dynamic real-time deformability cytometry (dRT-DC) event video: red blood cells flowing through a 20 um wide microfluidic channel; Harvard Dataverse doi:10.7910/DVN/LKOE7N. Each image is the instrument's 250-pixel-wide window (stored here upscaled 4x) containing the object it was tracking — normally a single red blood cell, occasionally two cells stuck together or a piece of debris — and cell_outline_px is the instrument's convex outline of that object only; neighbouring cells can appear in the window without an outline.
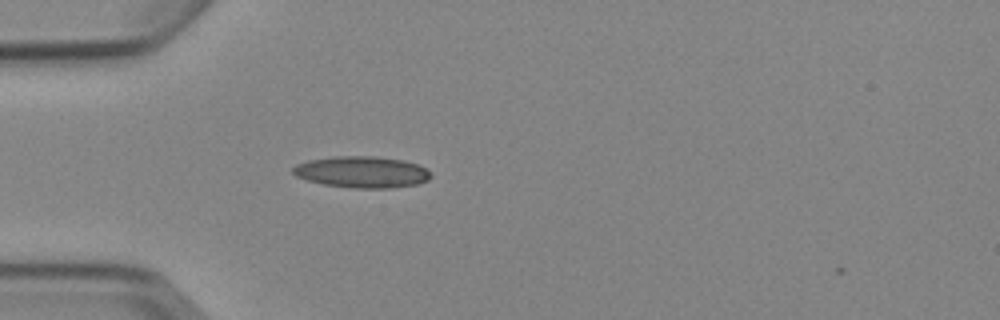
{"species": "Egyptian fruit bat (a non-hibernating species)", "species_latin": "Rousettus aegyptiacus", "temperature_condition": "cold", "stored_images_in_passage": 1, "camera_frame_rate_fps": 3000, "um_per_image_px": 0.085, "animal": {"sex": "female"}, "frame": {"image": 1, "passage_image": 1, "time_ms": 0.0, "image_size_px": [1000, 320], "cell_outline_px": [[432, 176], [428, 180], [416, 184], [392, 188], [352, 188], [324, 184], [308, 180], [296, 176], [292, 172], [292, 168], [296, 164], [308, 160], [332, 156], [372, 156], [404, 160], [416, 164], [432, 172]], "centroid_in_image_um": [30.76, 14.62], "position_along_channel_um": 54.2, "area_um2": 25.32}}